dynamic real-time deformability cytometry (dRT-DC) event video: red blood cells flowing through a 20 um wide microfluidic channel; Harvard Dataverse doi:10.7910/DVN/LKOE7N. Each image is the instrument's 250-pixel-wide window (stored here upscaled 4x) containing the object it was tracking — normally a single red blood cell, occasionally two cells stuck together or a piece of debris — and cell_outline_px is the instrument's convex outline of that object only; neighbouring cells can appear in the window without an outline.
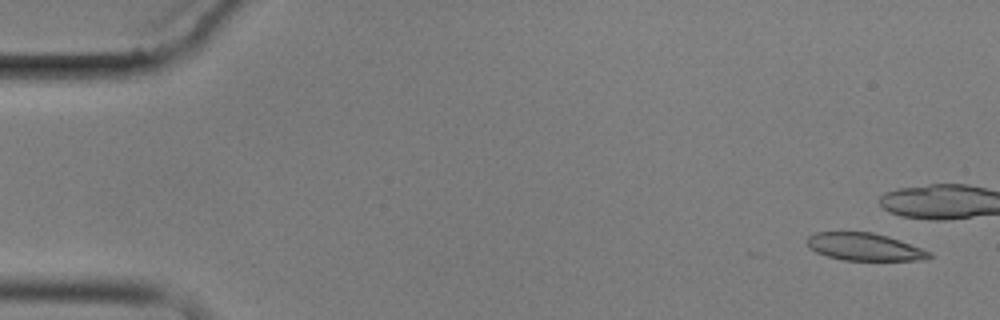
{"species": "common noctule bat (a hibernating species)", "species_latin": "Nyctalus noctula", "temperature_condition": "cold", "stored_images_in_passage": 5, "camera_frame_rate_fps": 3000, "um_per_image_px": 0.085, "animal": {"sex": "male", "body_mass_g": 17.9}, "frame": {"image": 1, "passage_image": 1, "time_ms": 0.0, "image_size_px": [1000, 320], "cell_outline_px": [[932, 256], [924, 260], [844, 260], [828, 256], [816, 252], [808, 248], [808, 236], [816, 232], [872, 232], [888, 236], [900, 240], [932, 252]], "centroid_in_image_um": [73.49, 20.98], "position_along_channel_um": 11.5, "area_um2": 19.54}}